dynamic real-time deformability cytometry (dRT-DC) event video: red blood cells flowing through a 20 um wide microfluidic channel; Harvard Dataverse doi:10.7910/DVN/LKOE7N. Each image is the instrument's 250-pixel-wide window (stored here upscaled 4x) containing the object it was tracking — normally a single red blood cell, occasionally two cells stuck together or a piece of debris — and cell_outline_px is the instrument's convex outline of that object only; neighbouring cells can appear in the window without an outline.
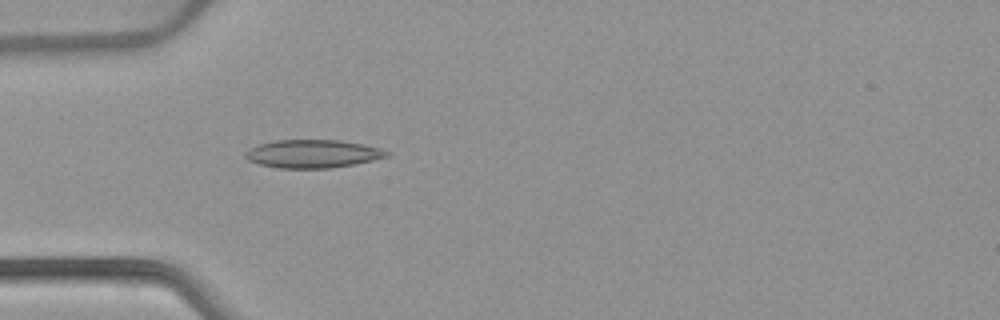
{"species": "common noctule bat (a hibernating species)", "species_latin": "Nyctalus noctula", "temperature_condition": "warm", "stored_images_in_passage": 40, "camera_frame_rate_fps": 3000, "um_per_image_px": 0.085, "animal": {"sex": "female", "body_mass_g": 22.7, "forearm_length_mm": 54.2}, "frame": {"image": 1, "passage_image": 4, "time_ms": 1.0, "image_size_px": [1000, 320], "cell_outline_px": [[388, 156], [372, 160], [332, 168], [276, 168], [260, 164], [248, 160], [244, 156], [244, 152], [248, 148], [260, 144], [276, 140], [340, 140], [380, 148], [388, 152]], "centroid_in_image_um": [26.52, 13.07], "position_along_channel_um": 58.5, "area_um2": 23.0}}
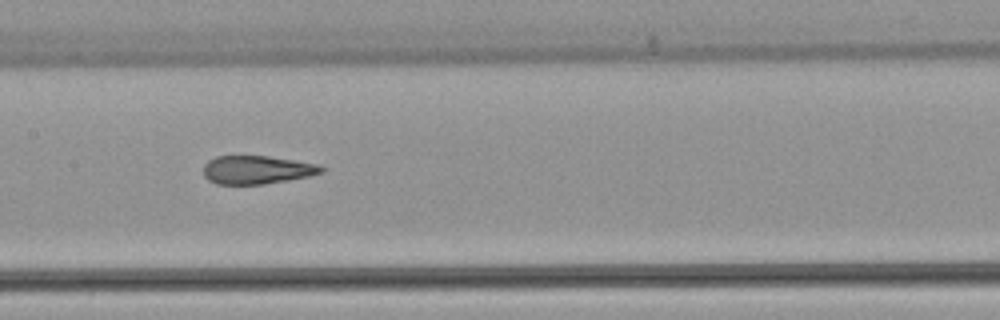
{"frame": {"image": 2, "passage_image": 14, "time_ms": 4.333, "image_size_px": [1000, 320], "cell_outline_px": [[324, 172], [308, 176], [288, 180], [264, 184], [216, 184], [208, 180], [204, 176], [204, 164], [208, 160], [216, 156], [268, 156], [320, 164], [324, 168]], "centroid_in_image_um": [21.83, 14.43], "position_along_channel_um": 185.6, "area_um2": 19.54}}
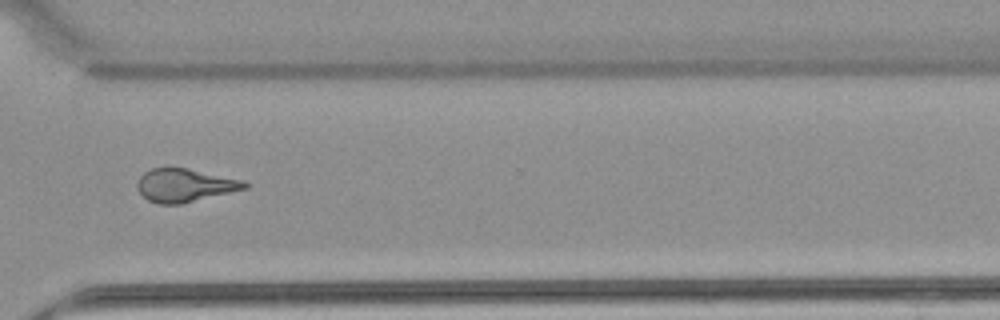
{"frame": {"image": 3, "passage_image": 27, "time_ms": 8.667, "image_size_px": [1000, 320], "cell_outline_px": [[248, 188], [180, 204], [160, 204], [148, 200], [136, 188], [136, 184], [140, 176], [144, 172], [152, 168], [188, 168], [244, 180], [248, 184]], "centroid_in_image_um": [15.7, 15.74], "position_along_channel_um": 354.9, "area_um2": 20.69}, "authors_computed_cell_mechanics": {"area_um2": 21.1548, "velocity_mm_per_s": 3.9114, "shape_relaxation_time_tau1_ms": 8.3066, "shape_relaxation_time_tau2_ms": 1.467, "deformation_change_tau1": 0.2081, "deformation_change_tau2": 0.0793}}